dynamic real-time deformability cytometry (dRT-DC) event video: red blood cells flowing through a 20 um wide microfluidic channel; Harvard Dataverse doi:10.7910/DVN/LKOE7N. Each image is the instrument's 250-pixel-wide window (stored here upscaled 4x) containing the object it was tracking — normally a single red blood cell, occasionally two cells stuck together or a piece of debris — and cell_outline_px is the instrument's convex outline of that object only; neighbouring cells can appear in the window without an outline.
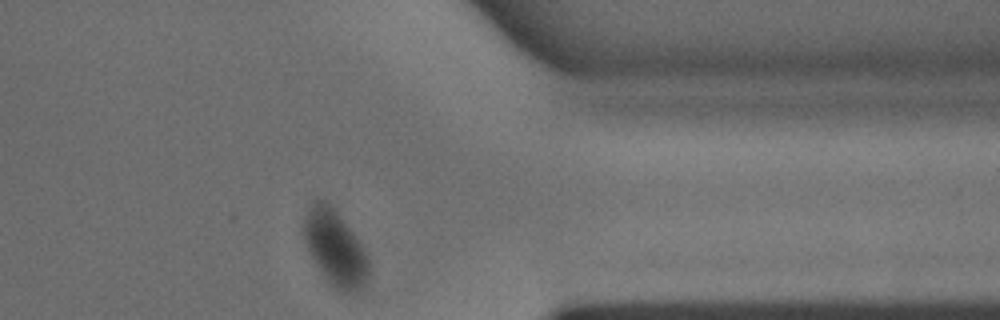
{"species": "common noctule bat (a hibernating species)", "species_latin": "Nyctalus noctula", "temperature_condition": "warm", "stored_images_in_passage": 23, "camera_frame_rate_fps": 3000, "um_per_image_px": 0.085, "animal": {"sex": "male", "body_mass_g": 15.6}, "frame": {"image": 1, "passage_image": 23, "time_ms": 7.333, "image_size_px": [1000, 320], "cell_outline_px": [[368, 272], [364, 284], [356, 292], [340, 292], [328, 284], [324, 280], [312, 260], [308, 252], [304, 240], [304, 216], [312, 200], [324, 200], [336, 212], [352, 232], [364, 248], [368, 260]], "centroid_in_image_um": [28.43, 21.12], "position_along_channel_um": 383.0, "area_um2": 28.44}}